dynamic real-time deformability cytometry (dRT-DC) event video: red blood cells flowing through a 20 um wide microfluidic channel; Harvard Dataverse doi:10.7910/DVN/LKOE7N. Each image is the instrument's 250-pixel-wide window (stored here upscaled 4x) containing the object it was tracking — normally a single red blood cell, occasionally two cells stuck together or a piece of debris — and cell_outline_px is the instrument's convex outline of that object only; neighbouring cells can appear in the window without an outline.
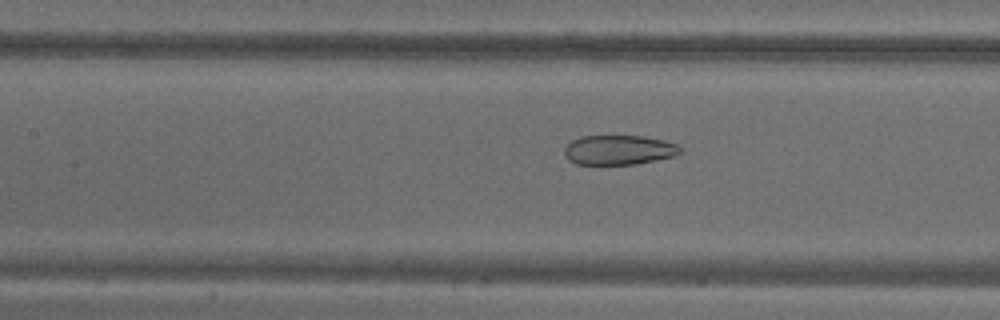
{"species": "common noctule bat (a hibernating species)", "species_latin": "Nyctalus noctula", "temperature_condition": "warm", "stored_images_in_passage": 55, "camera_frame_rate_fps": 3000, "um_per_image_px": 0.085, "animal": {"sex": "male", "body_mass_g": 18.8}, "frame": {"image": 1, "passage_image": 25, "time_ms": 8.0, "image_size_px": [1000, 320], "cell_outline_px": [[680, 152], [676, 156], [636, 164], [576, 164], [568, 160], [564, 156], [564, 148], [572, 140], [580, 136], [644, 136], [664, 140], [676, 144], [680, 148]], "centroid_in_image_um": [52.58, 12.74], "position_along_channel_um": 154.8, "area_um2": 20.06}}
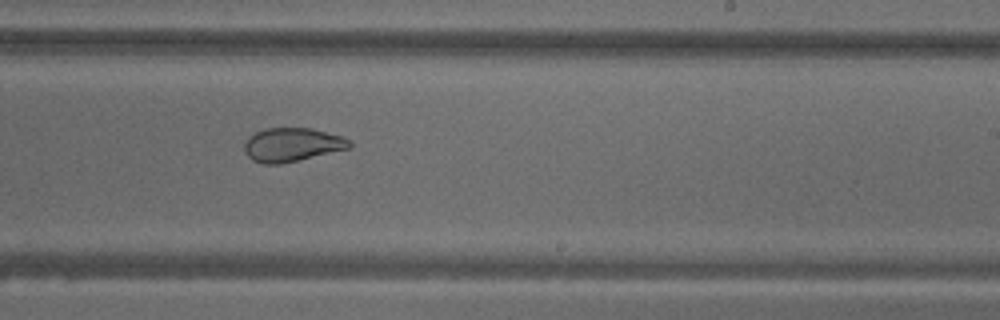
{"frame": {"image": 2, "passage_image": 34, "time_ms": 11.0, "image_size_px": [1000, 320], "cell_outline_px": [[352, 148], [280, 164], [264, 164], [252, 160], [244, 152], [244, 144], [248, 136], [264, 128], [312, 128], [344, 136], [352, 144]], "centroid_in_image_um": [24.83, 12.29], "position_along_channel_um": 264.2, "area_um2": 20.87}}
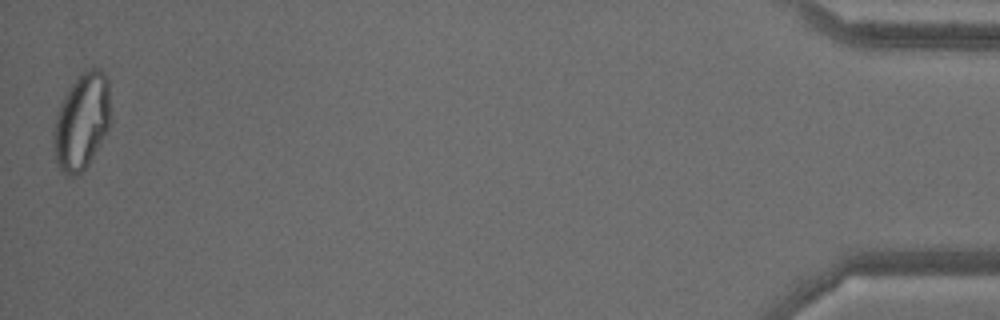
{"frame": {"image": 3, "passage_image": 55, "time_ms": 18.0, "image_size_px": [1000, 320], "cell_outline_px": [[108, 128], [88, 164], [76, 176], [68, 176], [60, 168], [56, 160], [52, 140], [52, 132], [56, 116], [60, 104], [68, 88], [80, 72], [88, 68], [100, 68], [108, 76]], "centroid_in_image_um": [6.91, 10.28], "position_along_channel_um": 428.3, "area_um2": 31.67}, "authors_computed_cell_mechanics": {"area_um2": 27.3394, "velocity_mm_per_s": 3.6524, "shape_relaxation_time_tau1_ms": null, "shape_relaxation_time_tau2_ms": 1.2195, "deformation_change_tau1": null, "deformation_change_tau2": 0.0737}}